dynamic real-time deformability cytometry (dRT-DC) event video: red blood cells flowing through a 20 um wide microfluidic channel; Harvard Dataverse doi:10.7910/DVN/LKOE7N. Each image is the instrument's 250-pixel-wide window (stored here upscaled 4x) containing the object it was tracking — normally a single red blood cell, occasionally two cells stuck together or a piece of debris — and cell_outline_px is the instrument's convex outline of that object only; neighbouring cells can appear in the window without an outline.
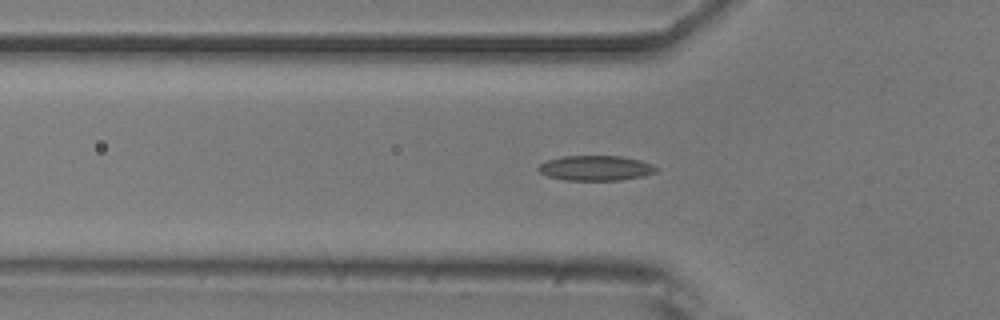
{"species": "common noctule bat (a hibernating species)", "species_latin": "Nyctalus noctula", "temperature_condition": "room temperature", "stored_images_in_passage": 53, "camera_frame_rate_fps": 3000, "um_per_image_px": 0.085, "animal": {"sex": "male", "body_mass_g": 20.5, "forearm_length_mm": 52.5}, "frame": {"image": 1, "passage_image": 17, "time_ms": 5.333, "image_size_px": [1000, 320], "cell_outline_px": [[660, 168], [656, 172], [644, 176], [620, 180], [564, 180], [548, 176], [540, 172], [536, 168], [540, 164], [548, 160], [564, 156], [620, 156], [640, 160], [652, 164]], "centroid_in_image_um": [50.66, 14.29], "position_along_channel_um": 75.1, "area_um2": 17.22}}
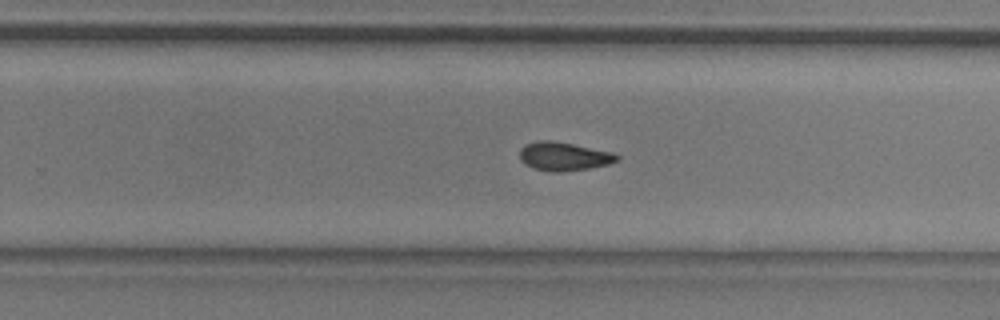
{"frame": {"image": 2, "passage_image": 33, "time_ms": 10.667, "image_size_px": [1000, 320], "cell_outline_px": [[620, 160], [608, 164], [588, 168], [560, 172], [552, 172], [532, 168], [524, 164], [520, 160], [520, 148], [524, 144], [540, 140], [552, 140], [612, 152], [620, 156]], "centroid_in_image_um": [47.89, 13.29], "position_along_channel_um": 281.9, "area_um2": 16.24}}
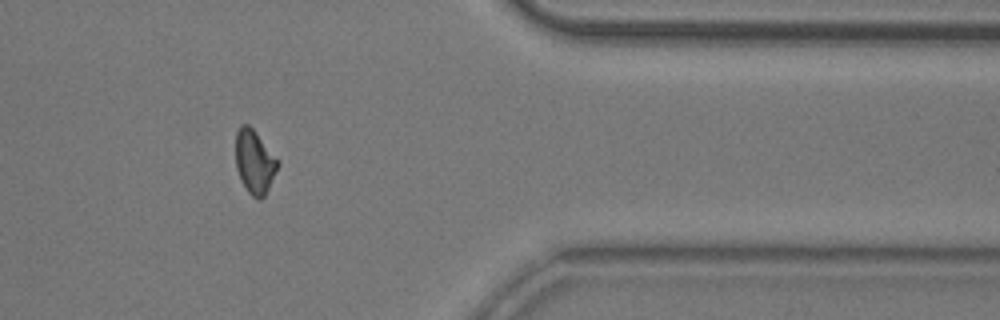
{"frame": {"image": 3, "passage_image": 43, "time_ms": 14.0, "image_size_px": [1000, 320], "cell_outline_px": [[280, 164], [264, 196], [260, 200], [256, 200], [248, 192], [240, 180], [236, 168], [236, 132], [240, 124], [248, 124], [256, 132], [280, 160]], "centroid_in_image_um": [21.64, 13.75], "position_along_channel_um": 389.8, "area_um2": 15.84}, "authors_computed_cell_mechanics": {"area_um2": 16.184, "velocity_mm_per_s": 3.8639, "shape_relaxation_time_tau1_ms": 11.2715, "shape_relaxation_time_tau2_ms": 3.4443, "deformation_change_tau1": 0.2052, "deformation_change_tau2": 0.0939}}